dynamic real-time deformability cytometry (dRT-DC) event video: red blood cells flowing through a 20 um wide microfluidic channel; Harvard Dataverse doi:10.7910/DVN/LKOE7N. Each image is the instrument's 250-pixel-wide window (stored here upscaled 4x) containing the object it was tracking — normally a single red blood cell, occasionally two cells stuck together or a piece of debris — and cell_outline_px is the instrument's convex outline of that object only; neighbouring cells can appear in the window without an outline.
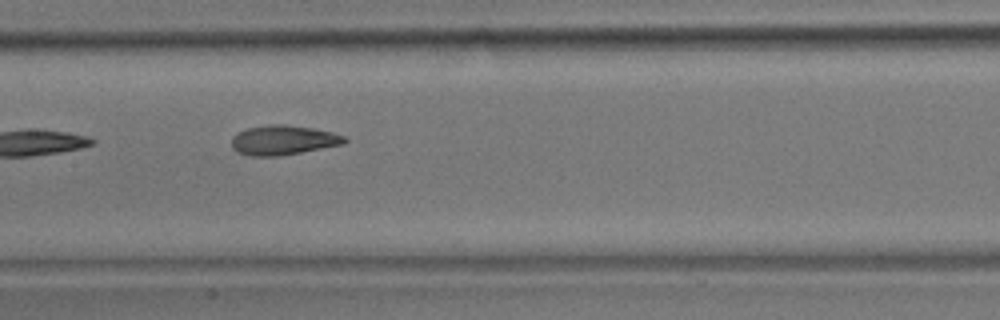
{"species": "common noctule bat (a hibernating species)", "species_latin": "Nyctalus noctula", "temperature_condition": "room temperature", "stored_images_in_passage": 9, "camera_frame_rate_fps": 3000, "um_per_image_px": 0.085, "animal": {"sex": "male", "body_mass_g": 17.9}, "frame": {"image": 1, "passage_image": 6, "time_ms": 5.667, "image_size_px": [1000, 320], "cell_outline_px": [[348, 140], [344, 144], [280, 156], [252, 156], [236, 152], [232, 148], [232, 136], [236, 132], [248, 128], [268, 124], [284, 124], [312, 128], [332, 132], [344, 136]], "centroid_in_image_um": [24.05, 11.91], "position_along_channel_um": 183.4, "area_um2": 19.59}}
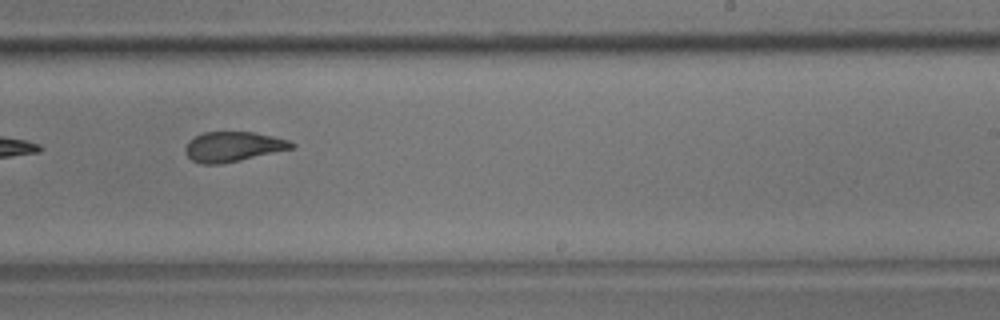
{"frame": {"image": 2, "passage_image": 8, "time_ms": 8.0, "image_size_px": [1000, 320], "cell_outline_px": [[296, 144], [292, 148], [240, 160], [220, 164], [200, 164], [192, 160], [184, 152], [184, 148], [188, 140], [204, 132], [252, 132], [272, 136], [288, 140]], "centroid_in_image_um": [19.76, 12.46], "position_along_channel_um": 269.2, "area_um2": 18.38}}
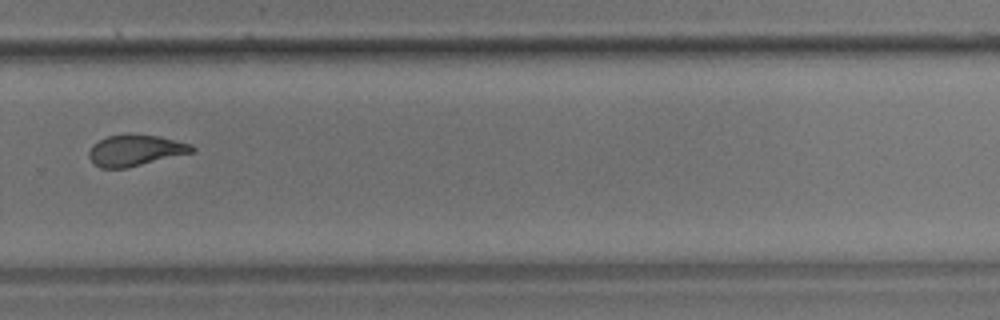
{"frame": {"image": 3, "passage_image": 9, "time_ms": 9.333, "image_size_px": [1000, 320], "cell_outline_px": [[196, 152], [128, 168], [100, 168], [92, 164], [88, 156], [88, 152], [92, 144], [108, 136], [128, 132], [132, 132], [160, 136], [192, 144], [196, 148]], "centroid_in_image_um": [11.52, 12.77], "position_along_channel_um": 318.3, "area_um2": 19.48}}